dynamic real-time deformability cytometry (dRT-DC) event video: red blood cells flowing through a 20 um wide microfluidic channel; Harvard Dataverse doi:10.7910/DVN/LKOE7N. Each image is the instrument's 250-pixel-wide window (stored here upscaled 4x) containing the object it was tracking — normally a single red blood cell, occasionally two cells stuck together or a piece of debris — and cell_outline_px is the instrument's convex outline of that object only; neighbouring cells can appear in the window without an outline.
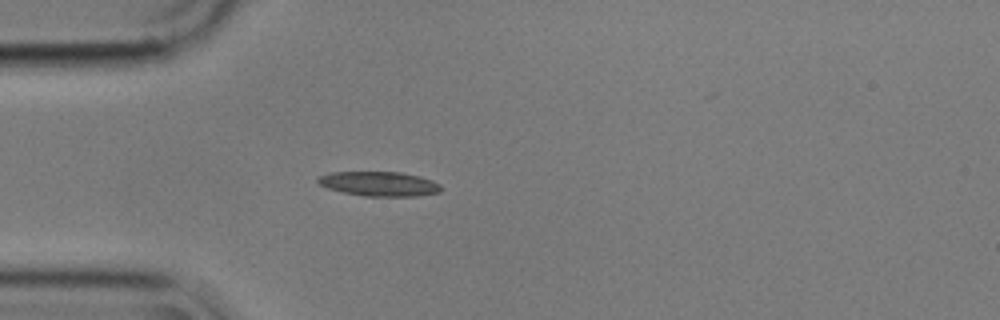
{"species": "common noctule bat (a hibernating species)", "species_latin": "Nyctalus noctula", "temperature_condition": "cold", "stored_images_in_passage": 1, "camera_frame_rate_fps": 3000, "um_per_image_px": 0.085, "animal": {"sex": "male", "body_mass_g": 17.9}, "frame": {"image": 1, "passage_image": 1, "time_ms": 0.0, "image_size_px": [1000, 320], "cell_outline_px": [[440, 192], [416, 196], [364, 196], [344, 192], [328, 188], [320, 184], [316, 180], [320, 176], [332, 172], [400, 172], [420, 176], [432, 180], [440, 184]], "centroid_in_image_um": [32.25, 15.62], "position_along_channel_um": 52.7, "area_um2": 17.46}}